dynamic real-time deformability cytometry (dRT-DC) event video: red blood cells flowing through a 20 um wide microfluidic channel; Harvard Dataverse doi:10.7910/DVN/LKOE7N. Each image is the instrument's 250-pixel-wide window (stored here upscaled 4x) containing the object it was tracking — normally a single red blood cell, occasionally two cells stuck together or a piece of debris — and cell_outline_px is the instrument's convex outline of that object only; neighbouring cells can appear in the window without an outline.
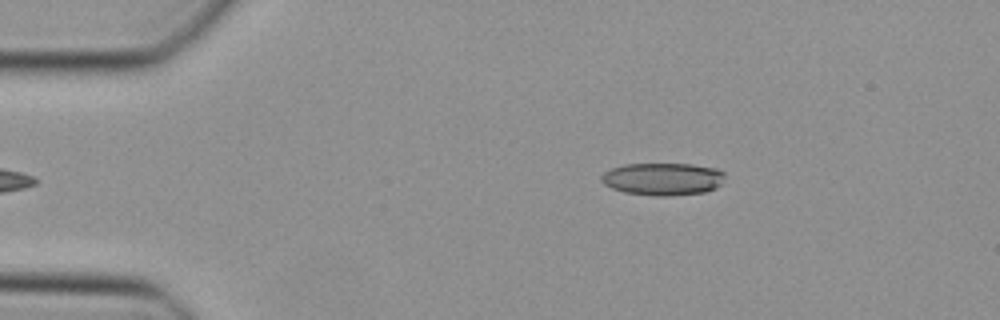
{"species": "Egyptian fruit bat (a non-hibernating species)", "species_latin": "Rousettus aegyptiacus", "temperature_condition": "cold", "stored_images_in_passage": 40, "camera_frame_rate_fps": 3000, "um_per_image_px": 0.085, "animal": {"sex": "female"}, "frame": {"image": 1, "passage_image": 1, "time_ms": 0.0, "image_size_px": [1000, 320], "cell_outline_px": [[724, 176], [720, 184], [716, 188], [704, 192], [668, 196], [656, 196], [624, 192], [612, 188], [604, 184], [600, 180], [600, 176], [604, 172], [612, 168], [624, 164], [692, 164], [716, 168], [724, 172]], "centroid_in_image_um": [56.32, 15.21], "position_along_channel_um": 28.7, "area_um2": 23.41}}
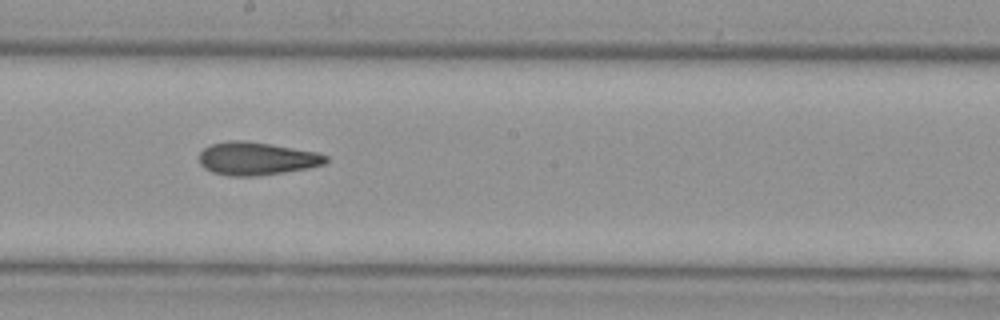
{"frame": {"image": 2, "passage_image": 19, "time_ms": 6.0, "image_size_px": [1000, 320], "cell_outline_px": [[328, 160], [324, 164], [308, 168], [284, 172], [256, 176], [228, 176], [212, 172], [204, 168], [200, 164], [200, 152], [204, 148], [212, 144], [228, 140], [244, 140], [272, 144], [316, 152], [328, 156]], "centroid_in_image_um": [21.8, 13.48], "position_along_channel_um": 226.4, "area_um2": 24.39}}
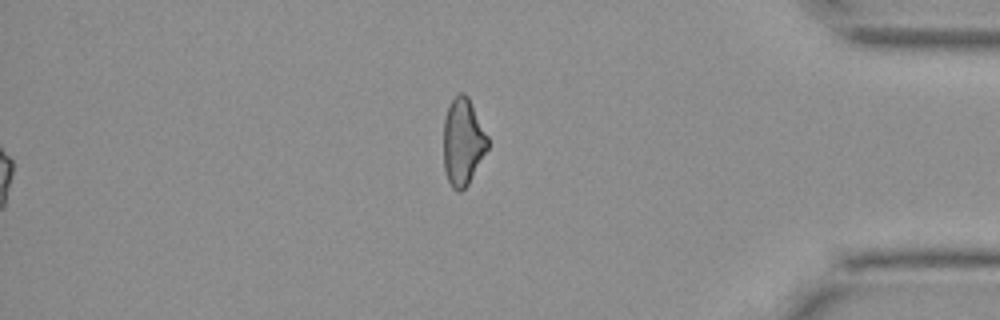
{"frame": {"image": 3, "passage_image": 33, "time_ms": 10.667, "image_size_px": [1000, 320], "cell_outline_px": [[488, 148], [468, 184], [460, 192], [456, 192], [452, 188], [448, 180], [444, 168], [444, 120], [448, 108], [452, 100], [460, 92], [464, 92], [468, 96], [488, 136]], "centroid_in_image_um": [39.35, 12.07], "position_along_channel_um": 395.9, "area_um2": 22.25}}